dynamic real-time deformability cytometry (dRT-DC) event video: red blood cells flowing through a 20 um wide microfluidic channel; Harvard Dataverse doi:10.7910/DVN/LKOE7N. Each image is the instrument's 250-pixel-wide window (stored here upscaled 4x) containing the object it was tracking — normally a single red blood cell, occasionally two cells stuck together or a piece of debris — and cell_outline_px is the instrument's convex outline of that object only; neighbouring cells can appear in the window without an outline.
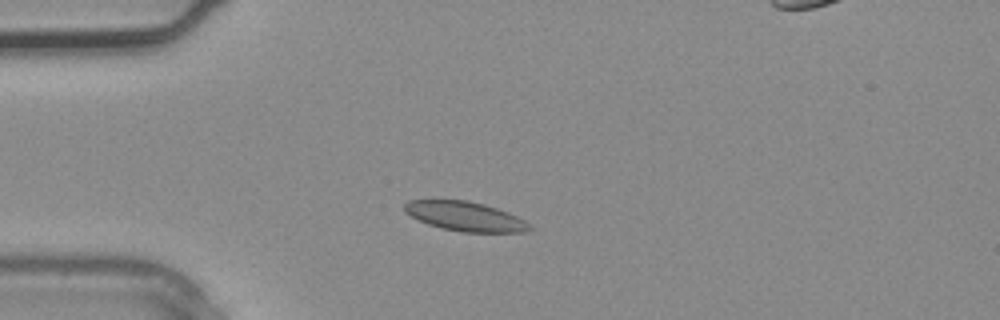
{"species": "common noctule bat (a hibernating species)", "species_latin": "Nyctalus noctula", "temperature_condition": "warm", "stored_images_in_passage": 3, "camera_frame_rate_fps": 3000, "um_per_image_px": 0.085, "animal": {"sex": "male", "body_mass_g": 20.4}, "frame": {"image": 1, "passage_image": 3, "time_ms": 0.667, "image_size_px": [1000, 320], "cell_outline_px": [[532, 228], [524, 232], [460, 232], [440, 228], [428, 224], [404, 212], [404, 204], [408, 200], [468, 200], [484, 204], [508, 212], [524, 220]], "centroid_in_image_um": [39.51, 18.39], "position_along_channel_um": 45.5, "area_um2": 21.33}}